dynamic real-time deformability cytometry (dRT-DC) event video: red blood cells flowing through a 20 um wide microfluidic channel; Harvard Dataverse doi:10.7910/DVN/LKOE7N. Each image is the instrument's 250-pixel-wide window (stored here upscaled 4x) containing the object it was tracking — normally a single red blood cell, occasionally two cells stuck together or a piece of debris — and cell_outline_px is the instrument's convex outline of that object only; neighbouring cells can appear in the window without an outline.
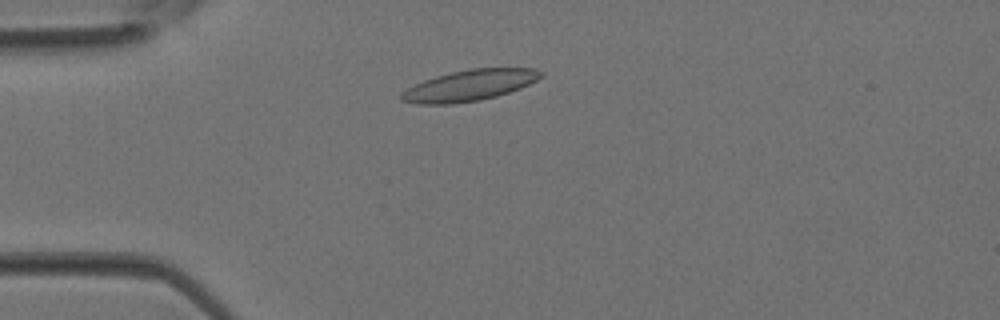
{"species": "Egyptian fruit bat (a non-hibernating species)", "species_latin": "Rousettus aegyptiacus", "temperature_condition": "room temperature", "stored_images_in_passage": 2, "camera_frame_rate_fps": 3000, "um_per_image_px": 0.085, "animal": {"sex": "female"}, "frame": {"image": 1, "passage_image": 2, "time_ms": 0.333, "image_size_px": [1000, 320], "cell_outline_px": [[544, 76], [520, 88], [496, 96], [480, 100], [452, 104], [416, 104], [400, 100], [400, 92], [424, 80], [436, 76], [468, 68], [532, 68], [544, 72]], "centroid_in_image_um": [39.89, 7.26], "position_along_channel_um": 45.1, "area_um2": 25.14}}